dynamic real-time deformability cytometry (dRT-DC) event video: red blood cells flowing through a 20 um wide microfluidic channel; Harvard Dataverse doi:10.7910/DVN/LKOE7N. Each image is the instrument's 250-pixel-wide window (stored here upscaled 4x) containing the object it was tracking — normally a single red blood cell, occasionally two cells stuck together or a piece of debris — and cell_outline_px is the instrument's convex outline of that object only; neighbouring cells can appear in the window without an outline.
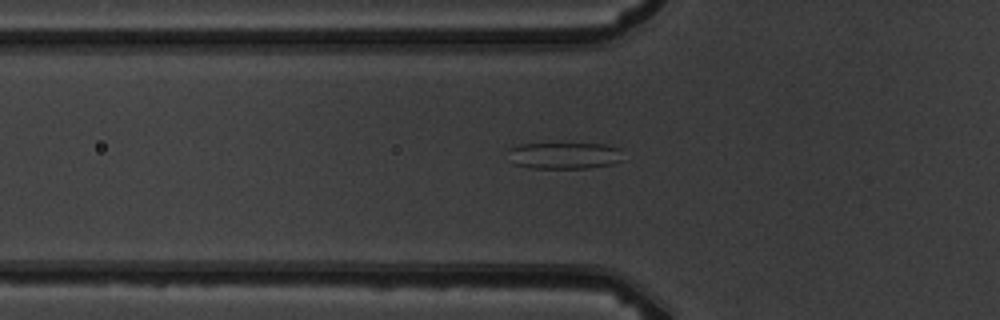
{"species": "common noctule bat (a hibernating species)", "species_latin": "Nyctalus noctula", "temperature_condition": "warm", "stored_images_in_passage": 6, "camera_frame_rate_fps": 3000, "um_per_image_px": 0.085, "animal": {"sex": "male", "body_mass_g": 19.5, "forearm_length_mm": 54.6}, "frame": {"image": 1, "passage_image": 6, "time_ms": 6.333, "image_size_px": [1000, 320], "cell_outline_px": [[620, 160], [612, 164], [588, 168], [532, 168], [516, 164], [512, 148], [520, 144], [604, 144], [620, 148]], "centroid_in_image_um": [48.07, 13.22], "position_along_channel_um": 77.7, "area_um2": 17.11}}